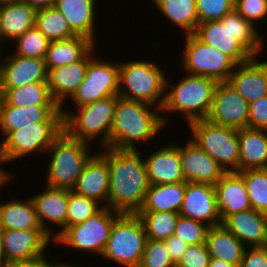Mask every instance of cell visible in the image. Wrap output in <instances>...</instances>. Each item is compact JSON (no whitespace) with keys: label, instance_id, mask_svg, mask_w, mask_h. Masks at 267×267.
Returning <instances> with one entry per match:
<instances>
[{"label":"cell","instance_id":"8fae6325","mask_svg":"<svg viewBox=\"0 0 267 267\" xmlns=\"http://www.w3.org/2000/svg\"><path fill=\"white\" fill-rule=\"evenodd\" d=\"M182 67L186 74L227 82L236 63L222 51L203 43L194 34H186Z\"/></svg>","mask_w":267,"mask_h":267},{"label":"cell","instance_id":"f1b7e54d","mask_svg":"<svg viewBox=\"0 0 267 267\" xmlns=\"http://www.w3.org/2000/svg\"><path fill=\"white\" fill-rule=\"evenodd\" d=\"M267 169V130H239V171Z\"/></svg>","mask_w":267,"mask_h":267},{"label":"cell","instance_id":"d590c367","mask_svg":"<svg viewBox=\"0 0 267 267\" xmlns=\"http://www.w3.org/2000/svg\"><path fill=\"white\" fill-rule=\"evenodd\" d=\"M35 26L50 42L77 36L71 30L63 14L54 6L36 11Z\"/></svg>","mask_w":267,"mask_h":267},{"label":"cell","instance_id":"4316f807","mask_svg":"<svg viewBox=\"0 0 267 267\" xmlns=\"http://www.w3.org/2000/svg\"><path fill=\"white\" fill-rule=\"evenodd\" d=\"M35 17L36 10L21 0L0 4L1 50L4 42L12 44L25 31L35 26Z\"/></svg>","mask_w":267,"mask_h":267},{"label":"cell","instance_id":"1f68e13d","mask_svg":"<svg viewBox=\"0 0 267 267\" xmlns=\"http://www.w3.org/2000/svg\"><path fill=\"white\" fill-rule=\"evenodd\" d=\"M186 182L150 185L138 212L168 211L179 213L183 204Z\"/></svg>","mask_w":267,"mask_h":267},{"label":"cell","instance_id":"7402d4cb","mask_svg":"<svg viewBox=\"0 0 267 267\" xmlns=\"http://www.w3.org/2000/svg\"><path fill=\"white\" fill-rule=\"evenodd\" d=\"M33 122H63V114L58 105H4L0 111V135L5 138L11 131L19 130Z\"/></svg>","mask_w":267,"mask_h":267},{"label":"cell","instance_id":"8d00e7d4","mask_svg":"<svg viewBox=\"0 0 267 267\" xmlns=\"http://www.w3.org/2000/svg\"><path fill=\"white\" fill-rule=\"evenodd\" d=\"M147 235V239L165 241L174 234L179 213L168 211L137 212Z\"/></svg>","mask_w":267,"mask_h":267},{"label":"cell","instance_id":"9c48e42d","mask_svg":"<svg viewBox=\"0 0 267 267\" xmlns=\"http://www.w3.org/2000/svg\"><path fill=\"white\" fill-rule=\"evenodd\" d=\"M190 138L226 172H239V130L214 124L207 119L187 125Z\"/></svg>","mask_w":267,"mask_h":267},{"label":"cell","instance_id":"e575fe53","mask_svg":"<svg viewBox=\"0 0 267 267\" xmlns=\"http://www.w3.org/2000/svg\"><path fill=\"white\" fill-rule=\"evenodd\" d=\"M5 89V104L18 107L32 105H58L52 98L47 82Z\"/></svg>","mask_w":267,"mask_h":267},{"label":"cell","instance_id":"9a60e30c","mask_svg":"<svg viewBox=\"0 0 267 267\" xmlns=\"http://www.w3.org/2000/svg\"><path fill=\"white\" fill-rule=\"evenodd\" d=\"M249 103L227 82H218L207 120L237 130L248 127Z\"/></svg>","mask_w":267,"mask_h":267},{"label":"cell","instance_id":"816d5d0a","mask_svg":"<svg viewBox=\"0 0 267 267\" xmlns=\"http://www.w3.org/2000/svg\"><path fill=\"white\" fill-rule=\"evenodd\" d=\"M27 3L31 8L37 10L54 6L55 0H21Z\"/></svg>","mask_w":267,"mask_h":267},{"label":"cell","instance_id":"3957f363","mask_svg":"<svg viewBox=\"0 0 267 267\" xmlns=\"http://www.w3.org/2000/svg\"><path fill=\"white\" fill-rule=\"evenodd\" d=\"M161 113L158 107L117 95L110 148L138 150L136 144L151 142L155 136L159 137L157 134L170 122L166 114Z\"/></svg>","mask_w":267,"mask_h":267},{"label":"cell","instance_id":"83f0119b","mask_svg":"<svg viewBox=\"0 0 267 267\" xmlns=\"http://www.w3.org/2000/svg\"><path fill=\"white\" fill-rule=\"evenodd\" d=\"M95 2L96 0H55L54 7L63 14L77 36H83L98 43L95 38L97 36Z\"/></svg>","mask_w":267,"mask_h":267},{"label":"cell","instance_id":"8992f818","mask_svg":"<svg viewBox=\"0 0 267 267\" xmlns=\"http://www.w3.org/2000/svg\"><path fill=\"white\" fill-rule=\"evenodd\" d=\"M117 95L110 96L74 110L60 107L64 131L74 139L91 144L100 139L102 148H110V131L114 120ZM78 110V111H77ZM100 137V138H99Z\"/></svg>","mask_w":267,"mask_h":267},{"label":"cell","instance_id":"f907efd6","mask_svg":"<svg viewBox=\"0 0 267 267\" xmlns=\"http://www.w3.org/2000/svg\"><path fill=\"white\" fill-rule=\"evenodd\" d=\"M48 259L49 258L45 257L35 262L12 264L8 267H59V261L55 263V262L49 261Z\"/></svg>","mask_w":267,"mask_h":267},{"label":"cell","instance_id":"52a82bcc","mask_svg":"<svg viewBox=\"0 0 267 267\" xmlns=\"http://www.w3.org/2000/svg\"><path fill=\"white\" fill-rule=\"evenodd\" d=\"M88 145L63 131L46 151L51 160L49 159L45 186L72 190L86 163L93 156Z\"/></svg>","mask_w":267,"mask_h":267},{"label":"cell","instance_id":"f35d334b","mask_svg":"<svg viewBox=\"0 0 267 267\" xmlns=\"http://www.w3.org/2000/svg\"><path fill=\"white\" fill-rule=\"evenodd\" d=\"M15 55L23 57L41 58L45 59L50 41L46 36L36 27L25 31L15 41Z\"/></svg>","mask_w":267,"mask_h":267},{"label":"cell","instance_id":"5b68a950","mask_svg":"<svg viewBox=\"0 0 267 267\" xmlns=\"http://www.w3.org/2000/svg\"><path fill=\"white\" fill-rule=\"evenodd\" d=\"M119 62L118 96L162 109L165 100L166 71L156 62Z\"/></svg>","mask_w":267,"mask_h":267},{"label":"cell","instance_id":"7a4b0ae2","mask_svg":"<svg viewBox=\"0 0 267 267\" xmlns=\"http://www.w3.org/2000/svg\"><path fill=\"white\" fill-rule=\"evenodd\" d=\"M260 31L234 9L221 20L198 24L194 35L228 55L236 64H243L263 54L265 44Z\"/></svg>","mask_w":267,"mask_h":267},{"label":"cell","instance_id":"44dd1931","mask_svg":"<svg viewBox=\"0 0 267 267\" xmlns=\"http://www.w3.org/2000/svg\"><path fill=\"white\" fill-rule=\"evenodd\" d=\"M153 152L143 159L150 185L185 181L180 159V144L172 142Z\"/></svg>","mask_w":267,"mask_h":267},{"label":"cell","instance_id":"ee69618b","mask_svg":"<svg viewBox=\"0 0 267 267\" xmlns=\"http://www.w3.org/2000/svg\"><path fill=\"white\" fill-rule=\"evenodd\" d=\"M234 9L255 26L267 18V0H235Z\"/></svg>","mask_w":267,"mask_h":267},{"label":"cell","instance_id":"bcb514c9","mask_svg":"<svg viewBox=\"0 0 267 267\" xmlns=\"http://www.w3.org/2000/svg\"><path fill=\"white\" fill-rule=\"evenodd\" d=\"M248 127L267 130V95L249 103Z\"/></svg>","mask_w":267,"mask_h":267},{"label":"cell","instance_id":"60d3db41","mask_svg":"<svg viewBox=\"0 0 267 267\" xmlns=\"http://www.w3.org/2000/svg\"><path fill=\"white\" fill-rule=\"evenodd\" d=\"M209 228L210 226L207 224L180 215L176 222L174 235L189 245L203 244L206 242Z\"/></svg>","mask_w":267,"mask_h":267},{"label":"cell","instance_id":"7bdbcfd3","mask_svg":"<svg viewBox=\"0 0 267 267\" xmlns=\"http://www.w3.org/2000/svg\"><path fill=\"white\" fill-rule=\"evenodd\" d=\"M235 0H196L198 24L221 20L234 10Z\"/></svg>","mask_w":267,"mask_h":267},{"label":"cell","instance_id":"f5cc1de1","mask_svg":"<svg viewBox=\"0 0 267 267\" xmlns=\"http://www.w3.org/2000/svg\"><path fill=\"white\" fill-rule=\"evenodd\" d=\"M0 267H6V260L3 251V228L0 226Z\"/></svg>","mask_w":267,"mask_h":267},{"label":"cell","instance_id":"db71d44e","mask_svg":"<svg viewBox=\"0 0 267 267\" xmlns=\"http://www.w3.org/2000/svg\"><path fill=\"white\" fill-rule=\"evenodd\" d=\"M208 267H237V266L231 265L227 262H224L216 258H211Z\"/></svg>","mask_w":267,"mask_h":267},{"label":"cell","instance_id":"836d02e7","mask_svg":"<svg viewBox=\"0 0 267 267\" xmlns=\"http://www.w3.org/2000/svg\"><path fill=\"white\" fill-rule=\"evenodd\" d=\"M163 16L180 27L183 34H194L198 26L196 0H151Z\"/></svg>","mask_w":267,"mask_h":267},{"label":"cell","instance_id":"5bb4252c","mask_svg":"<svg viewBox=\"0 0 267 267\" xmlns=\"http://www.w3.org/2000/svg\"><path fill=\"white\" fill-rule=\"evenodd\" d=\"M54 239L43 229H3V251L6 267L31 263L45 258V249Z\"/></svg>","mask_w":267,"mask_h":267},{"label":"cell","instance_id":"277c9868","mask_svg":"<svg viewBox=\"0 0 267 267\" xmlns=\"http://www.w3.org/2000/svg\"><path fill=\"white\" fill-rule=\"evenodd\" d=\"M178 81L176 84H170L167 76L165 100L161 112L183 113L188 125L206 119L218 82L212 78L189 74H185Z\"/></svg>","mask_w":267,"mask_h":267},{"label":"cell","instance_id":"4fadbf2b","mask_svg":"<svg viewBox=\"0 0 267 267\" xmlns=\"http://www.w3.org/2000/svg\"><path fill=\"white\" fill-rule=\"evenodd\" d=\"M99 59L88 63L84 81L70 97L76 107L119 94V62Z\"/></svg>","mask_w":267,"mask_h":267},{"label":"cell","instance_id":"b9f144b4","mask_svg":"<svg viewBox=\"0 0 267 267\" xmlns=\"http://www.w3.org/2000/svg\"><path fill=\"white\" fill-rule=\"evenodd\" d=\"M139 267H176L165 241L147 239Z\"/></svg>","mask_w":267,"mask_h":267},{"label":"cell","instance_id":"7dc6e473","mask_svg":"<svg viewBox=\"0 0 267 267\" xmlns=\"http://www.w3.org/2000/svg\"><path fill=\"white\" fill-rule=\"evenodd\" d=\"M238 267H267V248L247 247Z\"/></svg>","mask_w":267,"mask_h":267},{"label":"cell","instance_id":"9f6ffc18","mask_svg":"<svg viewBox=\"0 0 267 267\" xmlns=\"http://www.w3.org/2000/svg\"><path fill=\"white\" fill-rule=\"evenodd\" d=\"M59 267H78V266H76V265H70V263H62V262H59ZM79 267H81V266H79Z\"/></svg>","mask_w":267,"mask_h":267},{"label":"cell","instance_id":"603a6c76","mask_svg":"<svg viewBox=\"0 0 267 267\" xmlns=\"http://www.w3.org/2000/svg\"><path fill=\"white\" fill-rule=\"evenodd\" d=\"M258 57L237 64L228 82L248 103L267 95V60Z\"/></svg>","mask_w":267,"mask_h":267},{"label":"cell","instance_id":"f546056e","mask_svg":"<svg viewBox=\"0 0 267 267\" xmlns=\"http://www.w3.org/2000/svg\"><path fill=\"white\" fill-rule=\"evenodd\" d=\"M211 258H216L234 266H239L246 246L222 224L208 229L206 242Z\"/></svg>","mask_w":267,"mask_h":267},{"label":"cell","instance_id":"74e56055","mask_svg":"<svg viewBox=\"0 0 267 267\" xmlns=\"http://www.w3.org/2000/svg\"><path fill=\"white\" fill-rule=\"evenodd\" d=\"M243 176L252 209L267 214V169L239 171Z\"/></svg>","mask_w":267,"mask_h":267},{"label":"cell","instance_id":"ba28073f","mask_svg":"<svg viewBox=\"0 0 267 267\" xmlns=\"http://www.w3.org/2000/svg\"><path fill=\"white\" fill-rule=\"evenodd\" d=\"M147 235L137 214L122 213L113 223L101 258L124 267H139Z\"/></svg>","mask_w":267,"mask_h":267},{"label":"cell","instance_id":"cb8c5ba5","mask_svg":"<svg viewBox=\"0 0 267 267\" xmlns=\"http://www.w3.org/2000/svg\"><path fill=\"white\" fill-rule=\"evenodd\" d=\"M76 194L86 196L108 207L109 168L108 162L98 153L86 163L82 174L72 188Z\"/></svg>","mask_w":267,"mask_h":267},{"label":"cell","instance_id":"d6986e66","mask_svg":"<svg viewBox=\"0 0 267 267\" xmlns=\"http://www.w3.org/2000/svg\"><path fill=\"white\" fill-rule=\"evenodd\" d=\"M69 191V189L45 186L41 193L30 196L34 202L41 228L54 240L66 229ZM46 222L49 226L52 223V227L56 225L60 230L53 234V230Z\"/></svg>","mask_w":267,"mask_h":267},{"label":"cell","instance_id":"681fc988","mask_svg":"<svg viewBox=\"0 0 267 267\" xmlns=\"http://www.w3.org/2000/svg\"><path fill=\"white\" fill-rule=\"evenodd\" d=\"M8 163L9 161L0 150V190L2 189V187L7 188V182L10 183V180L14 178L13 174L10 171H7V169L2 168L4 164L7 165Z\"/></svg>","mask_w":267,"mask_h":267},{"label":"cell","instance_id":"c3c4849f","mask_svg":"<svg viewBox=\"0 0 267 267\" xmlns=\"http://www.w3.org/2000/svg\"><path fill=\"white\" fill-rule=\"evenodd\" d=\"M165 243L172 261L177 264L187 250L189 244L174 234L166 239Z\"/></svg>","mask_w":267,"mask_h":267},{"label":"cell","instance_id":"d4e9b609","mask_svg":"<svg viewBox=\"0 0 267 267\" xmlns=\"http://www.w3.org/2000/svg\"><path fill=\"white\" fill-rule=\"evenodd\" d=\"M221 224L246 247L265 246L267 239V214L251 208L227 216Z\"/></svg>","mask_w":267,"mask_h":267},{"label":"cell","instance_id":"d6a6232c","mask_svg":"<svg viewBox=\"0 0 267 267\" xmlns=\"http://www.w3.org/2000/svg\"><path fill=\"white\" fill-rule=\"evenodd\" d=\"M0 226L12 230L42 229L32 198L27 197L24 201L14 198L0 203Z\"/></svg>","mask_w":267,"mask_h":267},{"label":"cell","instance_id":"ab89813d","mask_svg":"<svg viewBox=\"0 0 267 267\" xmlns=\"http://www.w3.org/2000/svg\"><path fill=\"white\" fill-rule=\"evenodd\" d=\"M103 207L97 201L76 194L70 190L68 195L66 228L86 221L89 217L98 213Z\"/></svg>","mask_w":267,"mask_h":267},{"label":"cell","instance_id":"484cf974","mask_svg":"<svg viewBox=\"0 0 267 267\" xmlns=\"http://www.w3.org/2000/svg\"><path fill=\"white\" fill-rule=\"evenodd\" d=\"M214 189L222 221L229 215L252 208L243 176L239 172H226L214 185Z\"/></svg>","mask_w":267,"mask_h":267},{"label":"cell","instance_id":"7c38bea8","mask_svg":"<svg viewBox=\"0 0 267 267\" xmlns=\"http://www.w3.org/2000/svg\"><path fill=\"white\" fill-rule=\"evenodd\" d=\"M63 131V122H33L1 139L0 150L10 163L36 152L46 154Z\"/></svg>","mask_w":267,"mask_h":267},{"label":"cell","instance_id":"6f0895ef","mask_svg":"<svg viewBox=\"0 0 267 267\" xmlns=\"http://www.w3.org/2000/svg\"><path fill=\"white\" fill-rule=\"evenodd\" d=\"M9 1H14V0H0V4H2V3H7V2H9Z\"/></svg>","mask_w":267,"mask_h":267},{"label":"cell","instance_id":"30bf717a","mask_svg":"<svg viewBox=\"0 0 267 267\" xmlns=\"http://www.w3.org/2000/svg\"><path fill=\"white\" fill-rule=\"evenodd\" d=\"M121 214L116 210L103 207L86 221L66 228L54 243L70 247L73 251L80 250L101 257L110 237L112 225Z\"/></svg>","mask_w":267,"mask_h":267},{"label":"cell","instance_id":"e0dca14e","mask_svg":"<svg viewBox=\"0 0 267 267\" xmlns=\"http://www.w3.org/2000/svg\"><path fill=\"white\" fill-rule=\"evenodd\" d=\"M180 145V159L185 182L215 185L226 173L211 156L191 138Z\"/></svg>","mask_w":267,"mask_h":267},{"label":"cell","instance_id":"ac0fdd59","mask_svg":"<svg viewBox=\"0 0 267 267\" xmlns=\"http://www.w3.org/2000/svg\"><path fill=\"white\" fill-rule=\"evenodd\" d=\"M0 50V74L4 88H17L23 85L47 82L45 59L10 55L2 58Z\"/></svg>","mask_w":267,"mask_h":267},{"label":"cell","instance_id":"f6af8a7d","mask_svg":"<svg viewBox=\"0 0 267 267\" xmlns=\"http://www.w3.org/2000/svg\"><path fill=\"white\" fill-rule=\"evenodd\" d=\"M210 259L205 243L189 245L176 267H208Z\"/></svg>","mask_w":267,"mask_h":267},{"label":"cell","instance_id":"2e32d148","mask_svg":"<svg viewBox=\"0 0 267 267\" xmlns=\"http://www.w3.org/2000/svg\"><path fill=\"white\" fill-rule=\"evenodd\" d=\"M179 215L209 225L221 224L214 185L186 182Z\"/></svg>","mask_w":267,"mask_h":267},{"label":"cell","instance_id":"ffe728a7","mask_svg":"<svg viewBox=\"0 0 267 267\" xmlns=\"http://www.w3.org/2000/svg\"><path fill=\"white\" fill-rule=\"evenodd\" d=\"M94 52L95 47L81 61L48 70L47 85L59 107H66L67 99L70 101L69 98L84 81L88 63L95 57Z\"/></svg>","mask_w":267,"mask_h":267},{"label":"cell","instance_id":"6da1fadb","mask_svg":"<svg viewBox=\"0 0 267 267\" xmlns=\"http://www.w3.org/2000/svg\"><path fill=\"white\" fill-rule=\"evenodd\" d=\"M99 154L108 162V208L120 213L136 214L150 187L142 154L139 150L108 147Z\"/></svg>","mask_w":267,"mask_h":267},{"label":"cell","instance_id":"4dcf8cb0","mask_svg":"<svg viewBox=\"0 0 267 267\" xmlns=\"http://www.w3.org/2000/svg\"><path fill=\"white\" fill-rule=\"evenodd\" d=\"M94 47L95 43L83 36L50 42L45 57L47 71L81 61Z\"/></svg>","mask_w":267,"mask_h":267},{"label":"cell","instance_id":"11a10c76","mask_svg":"<svg viewBox=\"0 0 267 267\" xmlns=\"http://www.w3.org/2000/svg\"><path fill=\"white\" fill-rule=\"evenodd\" d=\"M4 104H5V89L0 74V111L3 108Z\"/></svg>","mask_w":267,"mask_h":267}]
</instances>
